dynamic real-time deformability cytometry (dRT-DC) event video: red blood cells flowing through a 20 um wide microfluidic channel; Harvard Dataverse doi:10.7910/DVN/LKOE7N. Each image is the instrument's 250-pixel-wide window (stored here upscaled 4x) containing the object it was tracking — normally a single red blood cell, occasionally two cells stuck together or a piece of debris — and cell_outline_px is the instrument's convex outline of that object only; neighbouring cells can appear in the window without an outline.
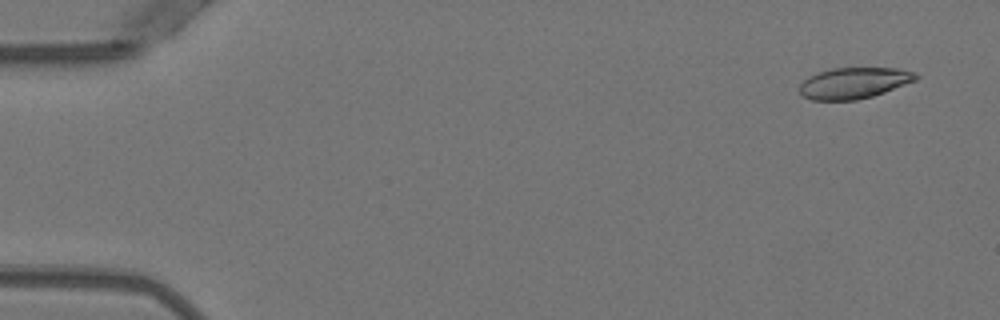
{"species": "Egyptian fruit bat (a non-hibernating species)", "species_latin": "Rousettus aegyptiacus", "temperature_condition": "warm", "stored_images_in_passage": 16, "segment_of_instrument_passage": [1, 2], "camera_frame_rate_fps": 3000, "um_per_image_px": 0.085, "animal": {"sex": "female"}, "frame": {"image": 1, "passage_image": 3, "time_ms": 0.667, "image_size_px": [1000, 320], "cell_outline_px": [[920, 76], [916, 80], [884, 92], [872, 96], [856, 100], [812, 100], [800, 96], [800, 84], [808, 76], [816, 72], [828, 68], [900, 68], [916, 72]], "centroid_in_image_um": [72.56, 7.04], "position_along_channel_um": 12.4, "area_um2": 21.33}}
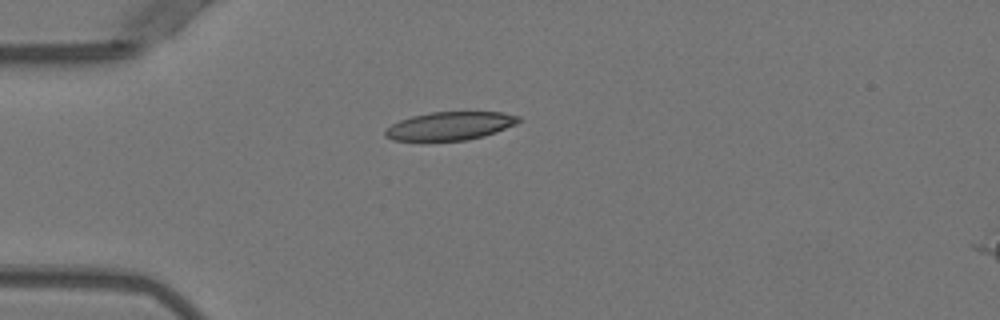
{"frame": {"image": 2, "passage_image": 14, "time_ms": 4.333, "image_size_px": [1000, 320], "cell_outline_px": [[524, 120], [516, 124], [496, 132], [484, 136], [468, 140], [420, 144], [392, 140], [384, 136], [384, 132], [392, 124], [400, 120], [412, 116], [432, 112], [504, 112], [520, 116]], "centroid_in_image_um": [38.21, 10.76], "position_along_channel_um": 46.8, "area_um2": 23.06}}